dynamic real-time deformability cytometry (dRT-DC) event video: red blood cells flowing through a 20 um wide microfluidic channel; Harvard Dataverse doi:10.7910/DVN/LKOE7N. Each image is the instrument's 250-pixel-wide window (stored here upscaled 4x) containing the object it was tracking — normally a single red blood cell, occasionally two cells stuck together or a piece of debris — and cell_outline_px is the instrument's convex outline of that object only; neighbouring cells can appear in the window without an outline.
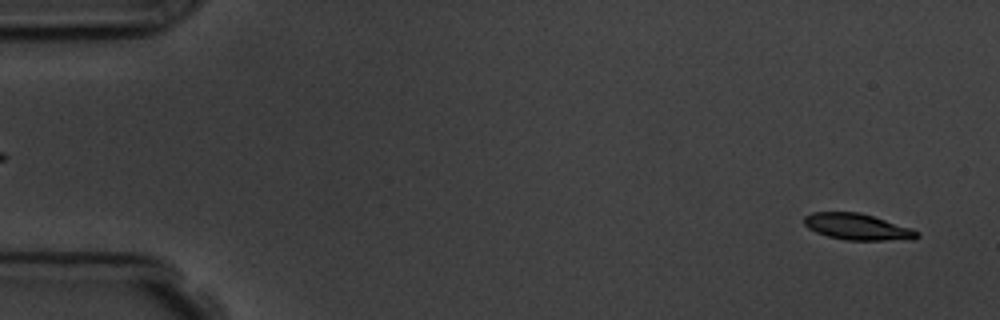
{"species": "common noctule bat (a hibernating species)", "species_latin": "Nyctalus noctula", "temperature_condition": "room temperature", "stored_images_in_passage": 2, "camera_frame_rate_fps": 3000, "um_per_image_px": 0.085, "animal": {"sex": "male", "body_mass_g": 19.5, "forearm_length_mm": 54.6}, "frame": {"image": 1, "passage_image": 2, "time_ms": 1.0, "image_size_px": [1000, 320], "cell_outline_px": [[920, 236], [912, 240], [844, 240], [828, 236], [816, 232], [808, 228], [804, 224], [804, 216], [812, 212], [860, 212], [912, 228], [920, 232]], "centroid_in_image_um": [72.9, 19.28], "position_along_channel_um": 12.1, "area_um2": 17.46}}